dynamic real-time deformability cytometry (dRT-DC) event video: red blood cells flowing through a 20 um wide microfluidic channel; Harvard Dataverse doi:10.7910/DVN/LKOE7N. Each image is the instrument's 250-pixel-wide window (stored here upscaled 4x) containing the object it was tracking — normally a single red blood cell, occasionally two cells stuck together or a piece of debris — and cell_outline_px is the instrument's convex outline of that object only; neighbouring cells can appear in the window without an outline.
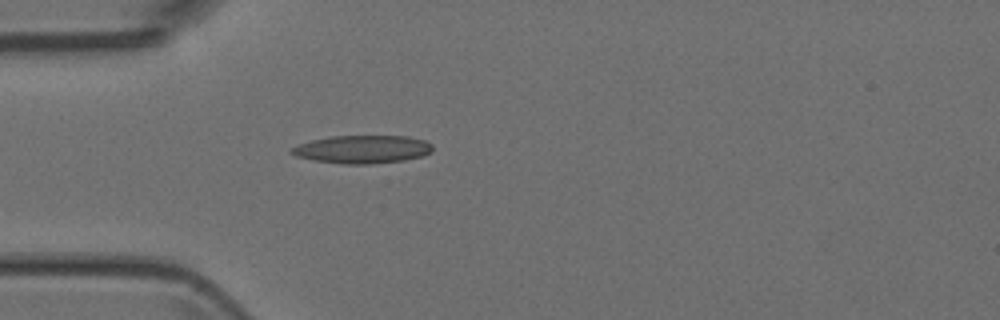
{"species": "Egyptian fruit bat (a non-hibernating species)", "species_latin": "Rousettus aegyptiacus", "temperature_condition": "room temperature", "stored_images_in_passage": 3, "camera_frame_rate_fps": 3000, "um_per_image_px": 0.085, "animal": {"sex": "female"}, "frame": {"image": 1, "passage_image": 3, "time_ms": 3.0, "image_size_px": [1000, 320], "cell_outline_px": [[432, 152], [424, 156], [404, 160], [372, 164], [344, 164], [312, 160], [296, 156], [288, 152], [292, 148], [300, 144], [312, 140], [332, 136], [408, 136], [424, 140], [432, 144]], "centroid_in_image_um": [30.83, 12.69], "position_along_channel_um": 54.2, "area_um2": 23.12}}